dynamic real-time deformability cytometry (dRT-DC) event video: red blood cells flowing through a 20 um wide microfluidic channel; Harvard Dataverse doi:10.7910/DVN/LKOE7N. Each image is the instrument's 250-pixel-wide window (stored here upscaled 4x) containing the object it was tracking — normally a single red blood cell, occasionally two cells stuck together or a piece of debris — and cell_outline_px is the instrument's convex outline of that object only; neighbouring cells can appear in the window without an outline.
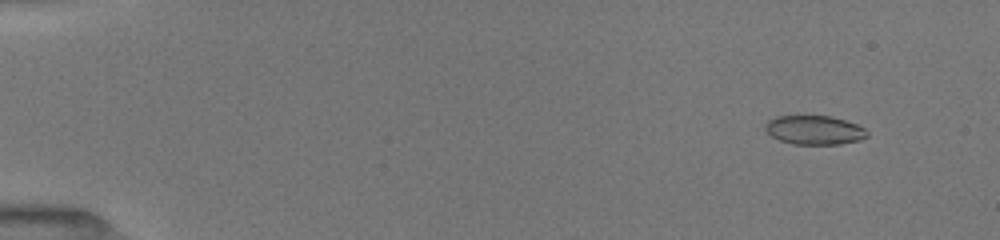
{"species": "common noctule bat (a hibernating species)", "species_latin": "Nyctalus noctula", "temperature_condition": "room temperature", "stored_images_in_passage": 28, "camera_frame_rate_fps": 3000, "um_per_image_px": 0.085, "animal": {"sex": "female", "body_mass_g": 19.5, "forearm_length_mm": 54.1}, "frame": {"image": 1, "passage_image": 3, "time_ms": 0.333, "image_size_px": [1000, 240], "cell_outline_px": [[868, 136], [860, 140], [840, 144], [792, 144], [780, 140], [772, 136], [764, 128], [764, 124], [768, 120], [776, 116], [832, 116], [856, 124], [864, 128], [868, 132]], "centroid_in_image_um": [69.22, 11.05], "position_along_channel_um": 15.8, "area_um2": 17.22}}
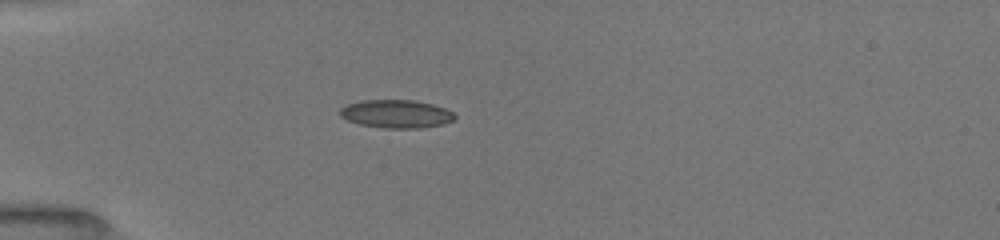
{"frame": {"image": 2, "passage_image": 22, "time_ms": 4.0, "image_size_px": [1000, 240], "cell_outline_px": [[456, 120], [444, 124], [420, 128], [384, 128], [360, 124], [348, 120], [340, 116], [340, 108], [348, 104], [364, 100], [416, 100], [432, 104], [444, 108], [452, 112], [456, 116]], "centroid_in_image_um": [33.71, 9.68], "position_along_channel_um": 51.3, "area_um2": 18.84}}
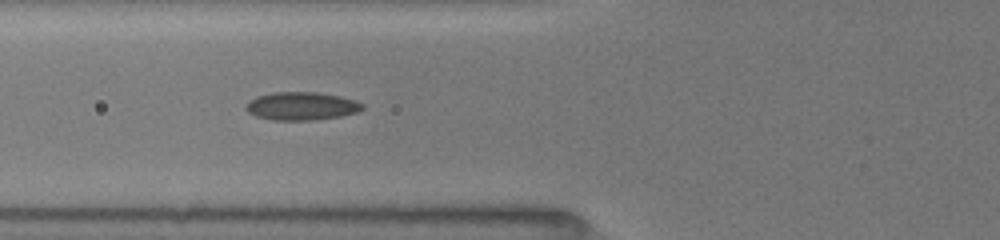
{"frame": {"image": 3, "passage_image": 28, "time_ms": 5.667, "image_size_px": [1000, 240], "cell_outline_px": [[364, 108], [356, 112], [340, 116], [312, 120], [272, 120], [256, 116], [248, 112], [244, 108], [248, 100], [256, 96], [272, 92], [316, 92], [340, 96], [356, 100], [364, 104]], "centroid_in_image_um": [25.6, 9.01], "position_along_channel_um": 100.2, "area_um2": 19.19}}